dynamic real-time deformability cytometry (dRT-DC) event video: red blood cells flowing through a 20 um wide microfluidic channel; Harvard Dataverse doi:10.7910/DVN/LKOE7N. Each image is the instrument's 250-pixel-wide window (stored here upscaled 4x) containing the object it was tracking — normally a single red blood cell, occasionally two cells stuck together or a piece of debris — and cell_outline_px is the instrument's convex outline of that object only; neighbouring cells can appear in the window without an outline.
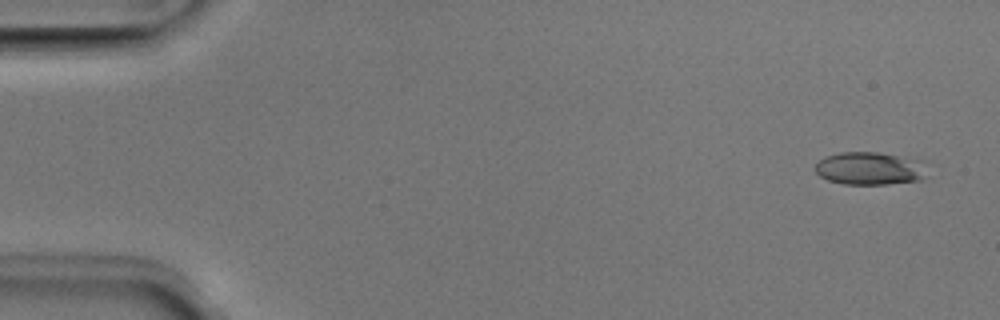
{"species": "Egyptian fruit bat (a non-hibernating species)", "species_latin": "Rousettus aegyptiacus", "temperature_condition": "room temperature", "stored_images_in_passage": 49, "camera_frame_rate_fps": 3000, "um_per_image_px": 0.085, "animal": {"sex": "male"}, "frame": {"image": 1, "passage_image": 1, "time_ms": 0.0, "image_size_px": [1000, 320], "cell_outline_px": [[928, 160], [924, 176], [920, 180], [884, 184], [844, 184], [828, 180], [820, 176], [816, 172], [816, 164], [820, 160], [828, 156], [840, 152], [876, 152]], "centroid_in_image_um": [74.0, 14.3], "position_along_channel_um": 11.0, "area_um2": 21.56}}
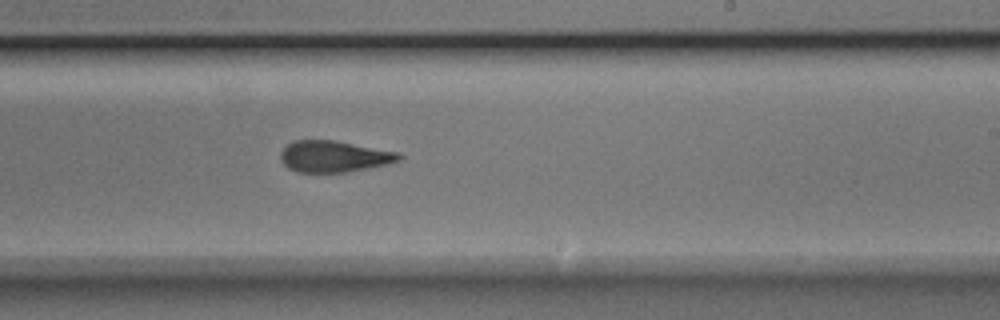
{"frame": {"image": 2, "passage_image": 29, "time_ms": 9.333, "image_size_px": [1000, 320], "cell_outline_px": [[404, 156], [400, 160], [388, 164], [368, 168], [344, 172], [296, 172], [288, 168], [280, 160], [280, 152], [292, 140], [336, 140], [400, 152]], "centroid_in_image_um": [28.41, 13.29], "position_along_channel_um": 260.6, "area_um2": 21.91}}
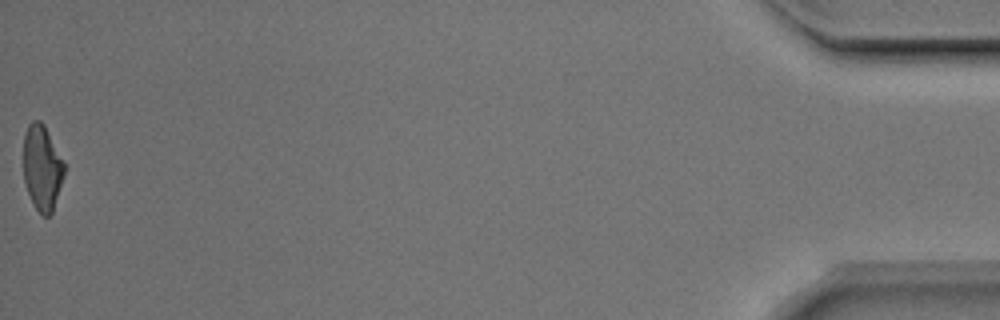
{"frame": {"image": 3, "passage_image": 49, "time_ms": 16.0, "image_size_px": [1000, 320], "cell_outline_px": [[64, 176], [52, 212], [48, 216], [44, 216], [36, 208], [28, 192], [24, 180], [24, 136], [28, 124], [32, 120], [40, 120], [44, 124], [64, 164]], "centroid_in_image_um": [3.57, 14.23], "position_along_channel_um": 431.6, "area_um2": 19.88}, "authors_computed_cell_mechanics": {"area_um2": 21.5594, "velocity_mm_per_s": 4.0419, "shape_relaxation_time_tau1_ms": 6.9468, "shape_relaxation_time_tau2_ms": 2.2479, "deformation_change_tau1": 0.2023, "deformation_change_tau2": 0.1016}}